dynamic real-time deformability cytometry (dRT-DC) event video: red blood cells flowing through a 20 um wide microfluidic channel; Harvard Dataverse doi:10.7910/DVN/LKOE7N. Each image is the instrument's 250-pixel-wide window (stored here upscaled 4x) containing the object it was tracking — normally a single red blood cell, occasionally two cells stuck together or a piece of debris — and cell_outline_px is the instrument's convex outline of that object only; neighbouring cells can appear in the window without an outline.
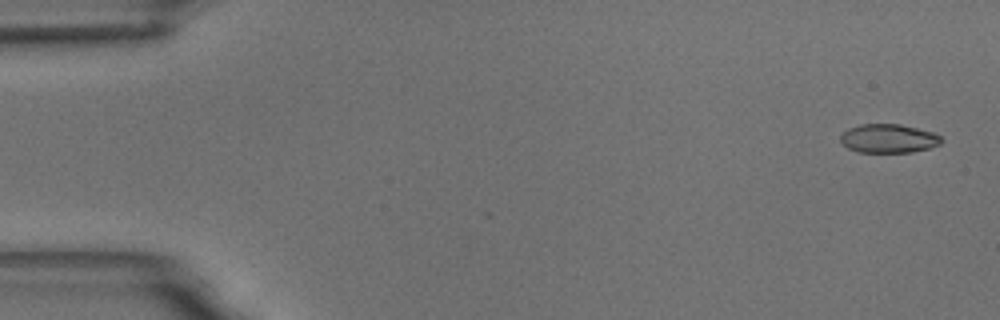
{"species": "common noctule bat (a hibernating species)", "species_latin": "Nyctalus noctula", "temperature_condition": "room temperature", "stored_images_in_passage": 5, "camera_frame_rate_fps": 3000, "um_per_image_px": 0.085, "animal": {"sex": "male", "body_mass_g": 18.8}, "frame": {"image": 1, "passage_image": 1, "time_ms": 0.0, "image_size_px": [1000, 320], "cell_outline_px": [[944, 140], [940, 144], [928, 148], [912, 152], [860, 152], [848, 148], [840, 140], [840, 136], [848, 128], [860, 124], [900, 124], [932, 132], [940, 136]], "centroid_in_image_um": [75.53, 11.77], "position_along_channel_um": 9.5, "area_um2": 16.82}}
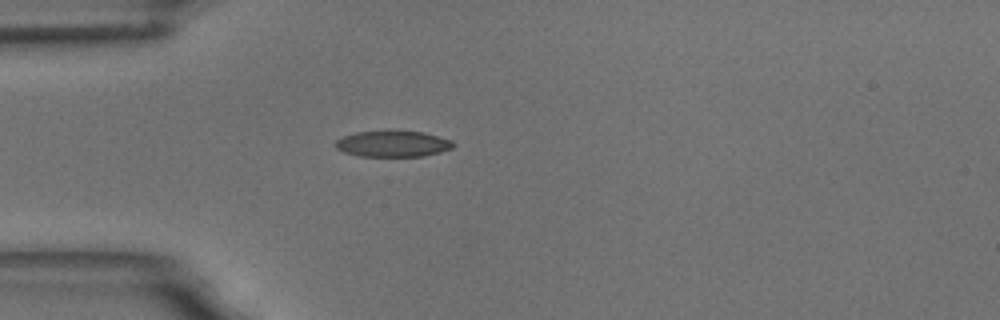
{"frame": {"image": 2, "passage_image": 5, "time_ms": 4.667, "image_size_px": [1000, 320], "cell_outline_px": [[456, 144], [452, 148], [440, 152], [424, 156], [360, 156], [344, 152], [336, 148], [332, 144], [336, 140], [344, 136], [356, 132], [388, 128], [396, 128], [424, 132], [452, 140]], "centroid_in_image_um": [33.38, 12.17], "position_along_channel_um": 51.6, "area_um2": 18.79}}